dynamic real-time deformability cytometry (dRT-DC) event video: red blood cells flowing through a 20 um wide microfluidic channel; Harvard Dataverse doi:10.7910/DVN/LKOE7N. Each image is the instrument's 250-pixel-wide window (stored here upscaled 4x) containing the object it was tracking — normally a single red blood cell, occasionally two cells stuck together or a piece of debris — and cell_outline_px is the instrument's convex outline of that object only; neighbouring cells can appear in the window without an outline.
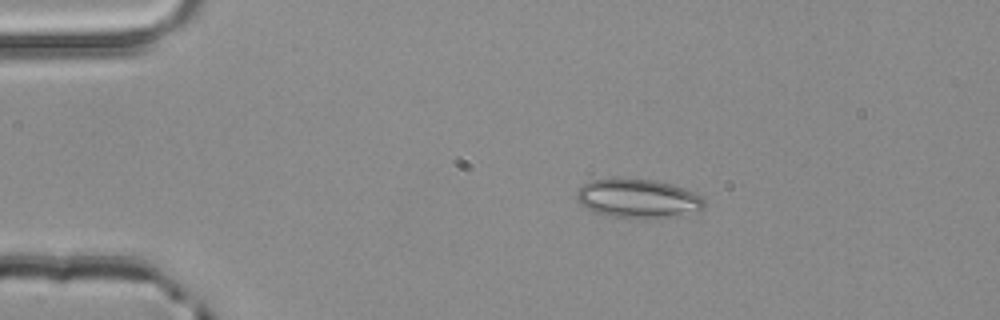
{"species": "common noctule bat (a hibernating species)", "species_latin": "Nyctalus noctula", "temperature_condition": "room temperature", "stored_images_in_passage": 2, "camera_frame_rate_fps": 3000, "um_per_image_px": 0.085, "animal": {"sex": "male", "body_mass_g": 20.4}, "frame": {"image": 1, "passage_image": 1, "time_ms": 0.0, "image_size_px": [1000, 320], "cell_outline_px": [[704, 208], [684, 216], [644, 220], [612, 216], [596, 212], [580, 204], [576, 196], [576, 192], [584, 184], [592, 180], [656, 180], [672, 184], [684, 188], [700, 196], [704, 200]], "centroid_in_image_um": [54.29, 16.92], "position_along_channel_um": 30.7, "area_um2": 28.9}}